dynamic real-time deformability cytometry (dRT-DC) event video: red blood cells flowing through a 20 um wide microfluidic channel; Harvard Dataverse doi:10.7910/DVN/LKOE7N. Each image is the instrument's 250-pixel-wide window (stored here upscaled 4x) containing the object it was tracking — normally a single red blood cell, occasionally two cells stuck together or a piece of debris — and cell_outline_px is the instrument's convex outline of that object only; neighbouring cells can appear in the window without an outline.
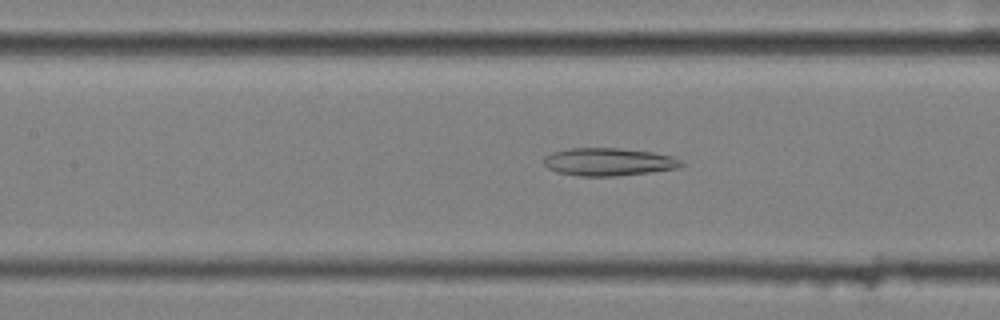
{"species": "common noctule bat (a hibernating species)", "species_latin": "Nyctalus noctula", "temperature_condition": "cold", "stored_images_in_passage": 57, "camera_frame_rate_fps": 3000, "um_per_image_px": 0.085, "animal": {"sex": "female", "body_mass_g": 25.1}, "frame": {"image": 1, "passage_image": 26, "time_ms": 8.333, "image_size_px": [1000, 320], "cell_outline_px": [[684, 164], [680, 168], [616, 176], [580, 176], [556, 172], [548, 168], [544, 164], [544, 156], [552, 152], [568, 148], [620, 148], [652, 152], [672, 156], [680, 160]], "centroid_in_image_um": [51.71, 13.75], "position_along_channel_um": 155.7, "area_um2": 22.31}}
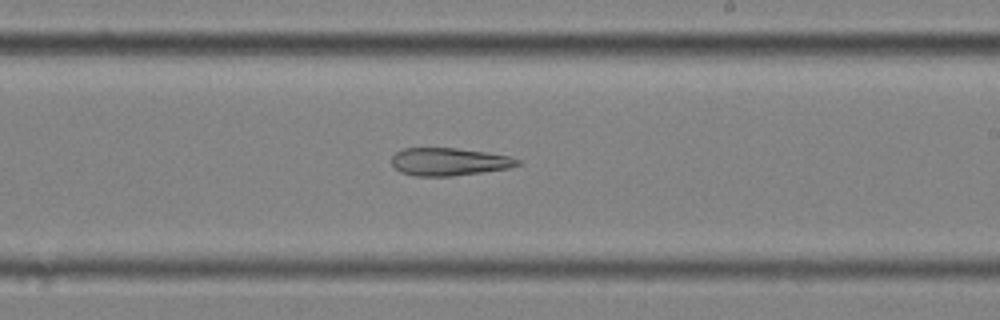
{"frame": {"image": 2, "passage_image": 34, "time_ms": 11.0, "image_size_px": [1000, 320], "cell_outline_px": [[520, 164], [508, 168], [452, 176], [416, 176], [400, 172], [392, 168], [392, 156], [396, 152], [404, 148], [456, 148], [484, 152], [508, 156], [520, 160]], "centroid_in_image_um": [38.11, 13.75], "position_along_channel_um": 250.9, "area_um2": 20.23}}
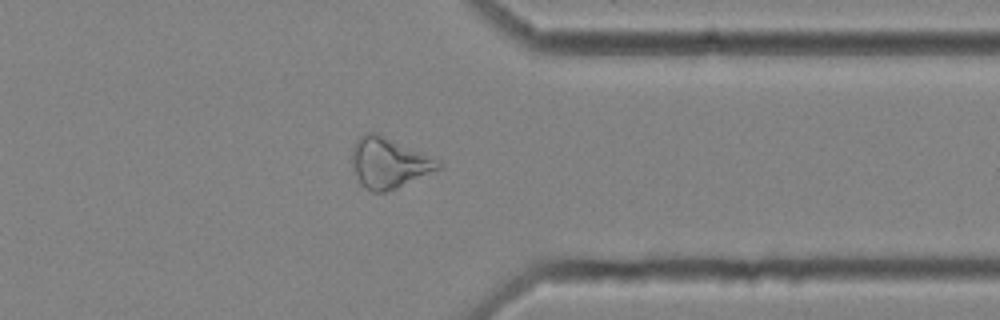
{"frame": {"image": 3, "passage_image": 45, "time_ms": 14.667, "image_size_px": [1000, 320], "cell_outline_px": [[440, 168], [396, 188], [384, 192], [372, 192], [360, 184], [352, 160], [352, 148], [356, 140], [364, 132], [376, 132], [440, 160]], "centroid_in_image_um": [33.03, 13.82], "position_along_channel_um": 378.4, "area_um2": 24.97}, "authors_computed_cell_mechanics": {"area_um2": 28.1486, "velocity_mm_per_s": 3.5807, "shape_relaxation_time_tau1_ms": null, "shape_relaxation_time_tau2_ms": 8.2989, "deformation_change_tau1": null, "deformation_change_tau2": 0.2163}}